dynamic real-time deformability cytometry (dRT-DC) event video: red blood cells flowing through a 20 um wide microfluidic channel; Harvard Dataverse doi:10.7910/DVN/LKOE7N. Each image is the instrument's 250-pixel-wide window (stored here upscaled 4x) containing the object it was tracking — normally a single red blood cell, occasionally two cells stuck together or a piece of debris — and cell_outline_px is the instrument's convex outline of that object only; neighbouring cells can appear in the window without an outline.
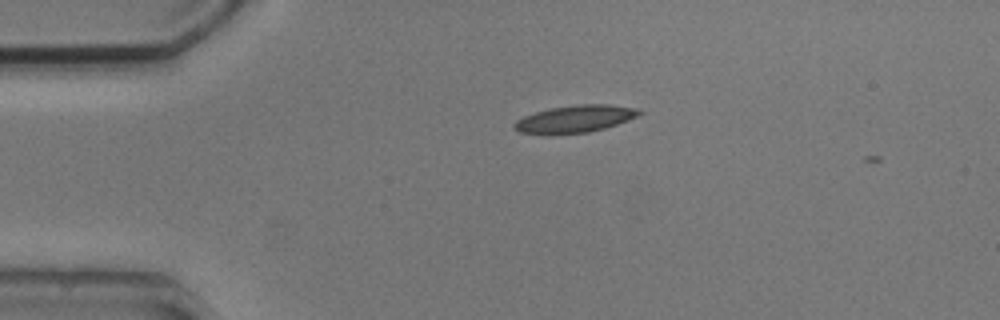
{"species": "common noctule bat (a hibernating species)", "species_latin": "Nyctalus noctula", "temperature_condition": "cold", "stored_images_in_passage": 2, "camera_frame_rate_fps": 3000, "um_per_image_px": 0.085, "animal": {"sex": "male", "body_mass_g": 20.5, "forearm_length_mm": 52.5}, "frame": {"image": 1, "passage_image": 1, "time_ms": 0.0, "image_size_px": [1000, 320], "cell_outline_px": [[644, 112], [628, 120], [604, 128], [588, 132], [548, 136], [520, 132], [512, 124], [516, 120], [524, 116], [536, 112], [552, 108], [580, 104], [608, 104], [636, 108]], "centroid_in_image_um": [48.84, 10.13], "position_along_channel_um": 36.2, "area_um2": 19.94}}